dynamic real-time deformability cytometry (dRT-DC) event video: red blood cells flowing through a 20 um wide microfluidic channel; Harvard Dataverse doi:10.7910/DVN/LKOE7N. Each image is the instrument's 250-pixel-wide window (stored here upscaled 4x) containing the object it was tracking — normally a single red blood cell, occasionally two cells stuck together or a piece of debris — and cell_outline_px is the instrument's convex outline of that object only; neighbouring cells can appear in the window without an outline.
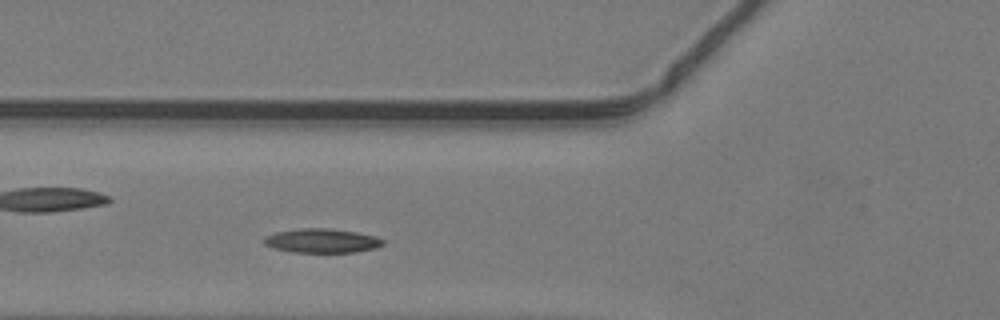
{"species": "common noctule bat (a hibernating species)", "species_latin": "Nyctalus noctula", "temperature_condition": "warm", "stored_images_in_passage": 35, "camera_frame_rate_fps": 3000, "um_per_image_px": 0.085, "animal": {"sex": "male", "body_mass_g": 19.2, "forearm_length_mm": 51.8}, "frame": {"image": 1, "passage_image": 5, "time_ms": 1.333, "image_size_px": [1000, 320], "cell_outline_px": [[384, 244], [376, 248], [356, 252], [292, 252], [272, 248], [264, 244], [264, 236], [276, 232], [300, 228], [328, 228], [356, 232], [376, 236], [384, 240]], "centroid_in_image_um": [27.35, 20.46], "position_along_channel_um": 98.4, "area_um2": 16.82}}
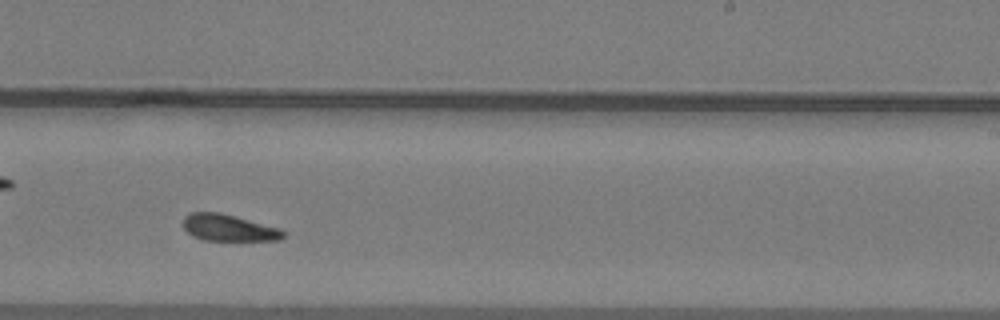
{"frame": {"image": 2, "passage_image": 17, "time_ms": 5.333, "image_size_px": [1000, 320], "cell_outline_px": [[284, 236], [280, 240], [204, 240], [192, 236], [184, 228], [184, 216], [192, 212], [220, 212], [236, 216], [280, 228], [284, 232]], "centroid_in_image_um": [19.43, 19.35], "position_along_channel_um": 269.6, "area_um2": 15.49}}
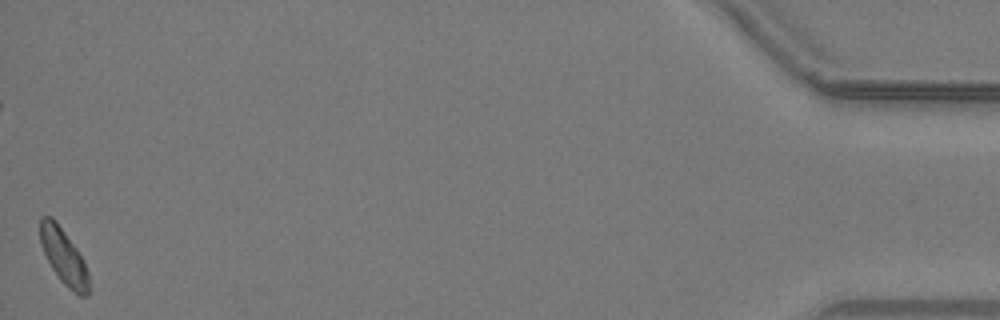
{"frame": {"image": 3, "passage_image": 35, "time_ms": 11.333, "image_size_px": [1000, 320], "cell_outline_px": [[88, 296], [80, 296], [68, 288], [60, 280], [52, 268], [40, 244], [40, 216], [52, 216], [56, 220], [76, 248], [84, 260], [88, 272]], "centroid_in_image_um": [5.41, 21.79], "position_along_channel_um": 429.8, "area_um2": 15.66}}